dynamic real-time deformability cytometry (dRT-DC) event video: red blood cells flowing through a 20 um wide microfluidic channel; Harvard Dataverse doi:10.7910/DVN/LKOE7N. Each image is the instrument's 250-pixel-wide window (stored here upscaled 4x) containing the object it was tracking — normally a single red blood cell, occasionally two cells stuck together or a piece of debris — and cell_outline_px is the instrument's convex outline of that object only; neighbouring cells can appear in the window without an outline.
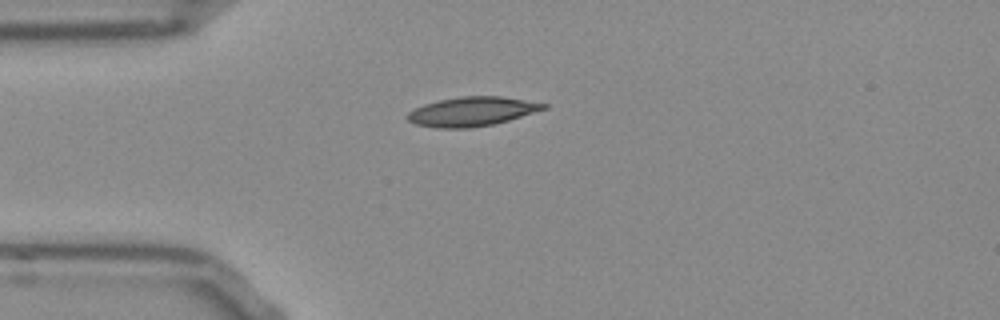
{"species": "Egyptian fruit bat (a non-hibernating species)", "species_latin": "Rousettus aegyptiacus", "temperature_condition": "room temperature", "stored_images_in_passage": 41, "camera_frame_rate_fps": 3000, "um_per_image_px": 0.085, "frame": {"image": 1, "passage_image": 1, "time_ms": 0.0, "image_size_px": [1000, 320], "cell_outline_px": [[548, 108], [508, 120], [492, 124], [468, 128], [436, 128], [416, 124], [408, 120], [404, 116], [408, 112], [424, 104], [440, 100], [460, 96], [500, 96], [548, 104]], "centroid_in_image_um": [40.09, 9.48], "position_along_channel_um": 44.9, "area_um2": 23.0}}
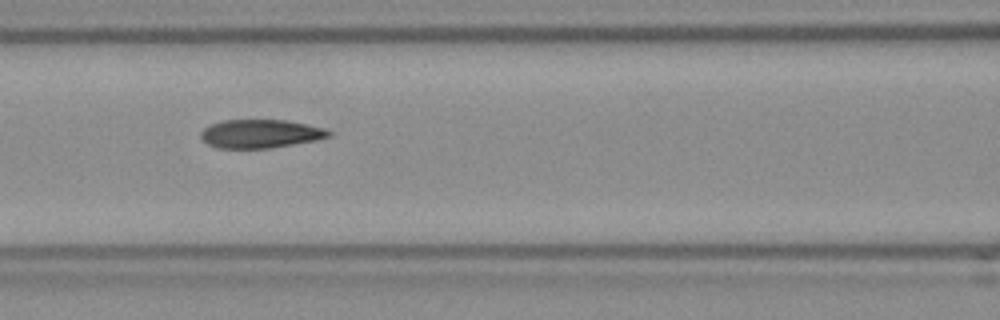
{"frame": {"image": 2, "passage_image": 10, "time_ms": 3.0, "image_size_px": [1000, 320], "cell_outline_px": [[332, 136], [312, 140], [268, 148], [216, 148], [200, 140], [200, 132], [204, 128], [212, 124], [224, 120], [284, 120], [324, 128], [332, 132]], "centroid_in_image_um": [22.07, 11.37], "position_along_channel_um": 144.5, "area_um2": 20.98}}
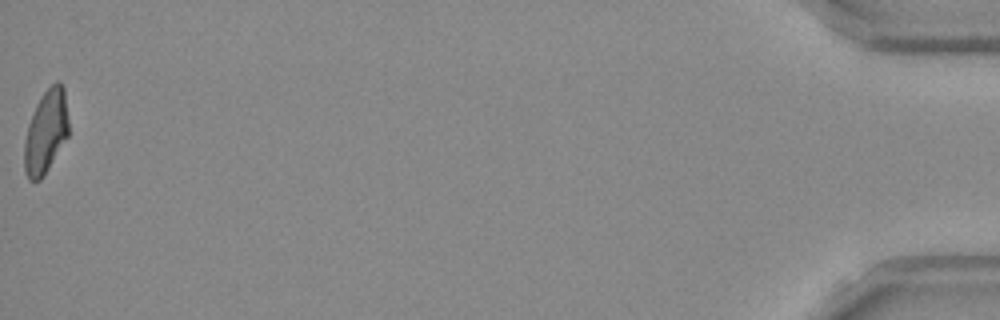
{"frame": {"image": 3, "passage_image": 41, "time_ms": 13.333, "image_size_px": [1000, 320], "cell_outline_px": [[68, 136], [48, 168], [40, 180], [28, 180], [24, 172], [24, 140], [28, 124], [36, 104], [44, 92], [56, 80], [60, 80], [64, 88], [68, 120]], "centroid_in_image_um": [3.89, 11.19], "position_along_channel_um": 431.3, "area_um2": 21.44}, "authors_computed_cell_mechanics": {"area_um2": 21.7906, "velocity_mm_per_s": 3.7893, "shape_relaxation_time_tau1_ms": 8.7942, "shape_relaxation_time_tau2_ms": 2.7901, "deformation_change_tau1": 0.234, "deformation_change_tau2": 0.0844}}